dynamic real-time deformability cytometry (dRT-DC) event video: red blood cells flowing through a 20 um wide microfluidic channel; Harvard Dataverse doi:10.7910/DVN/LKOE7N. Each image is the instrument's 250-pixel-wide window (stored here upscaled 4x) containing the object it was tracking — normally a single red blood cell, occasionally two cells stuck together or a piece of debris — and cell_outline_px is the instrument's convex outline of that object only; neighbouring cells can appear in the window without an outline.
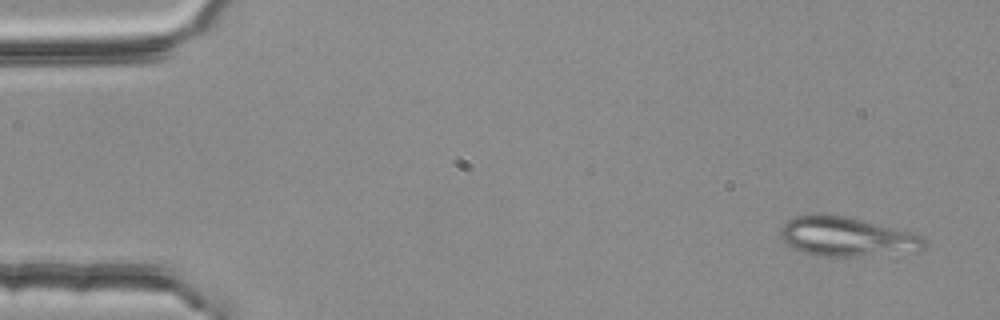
{"species": "common noctule bat (a hibernating species)", "species_latin": "Nyctalus noctula", "temperature_condition": "room temperature", "stored_images_in_passage": 3, "camera_frame_rate_fps": 3000, "um_per_image_px": 0.085, "animal": {"sex": "female", "body_mass_g": 25.1}, "frame": {"image": 1, "passage_image": 1, "time_ms": 0.0, "image_size_px": [1000, 320], "cell_outline_px": [[928, 244], [920, 252], [860, 256], [820, 256], [804, 252], [792, 248], [784, 240], [780, 232], [780, 228], [788, 220], [796, 216], [812, 212], [820, 212], [844, 216], [908, 232], [920, 236]], "centroid_in_image_um": [71.96, 20.12], "position_along_channel_um": 13.0, "area_um2": 33.0}}